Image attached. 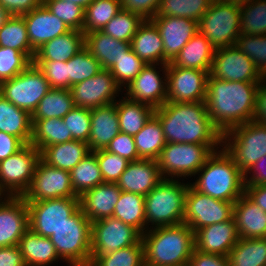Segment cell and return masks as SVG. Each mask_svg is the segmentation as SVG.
<instances>
[{"label": "cell", "mask_w": 266, "mask_h": 266, "mask_svg": "<svg viewBox=\"0 0 266 266\" xmlns=\"http://www.w3.org/2000/svg\"><path fill=\"white\" fill-rule=\"evenodd\" d=\"M240 3L213 0L198 29L214 49L234 46L240 35Z\"/></svg>", "instance_id": "obj_9"}, {"label": "cell", "mask_w": 266, "mask_h": 266, "mask_svg": "<svg viewBox=\"0 0 266 266\" xmlns=\"http://www.w3.org/2000/svg\"><path fill=\"white\" fill-rule=\"evenodd\" d=\"M259 83L225 81L208 76L207 112L222 134L253 119Z\"/></svg>", "instance_id": "obj_1"}, {"label": "cell", "mask_w": 266, "mask_h": 266, "mask_svg": "<svg viewBox=\"0 0 266 266\" xmlns=\"http://www.w3.org/2000/svg\"><path fill=\"white\" fill-rule=\"evenodd\" d=\"M245 186L266 185V155L244 173Z\"/></svg>", "instance_id": "obj_60"}, {"label": "cell", "mask_w": 266, "mask_h": 266, "mask_svg": "<svg viewBox=\"0 0 266 266\" xmlns=\"http://www.w3.org/2000/svg\"><path fill=\"white\" fill-rule=\"evenodd\" d=\"M222 147L245 173L266 155V125L251 120L222 134Z\"/></svg>", "instance_id": "obj_8"}, {"label": "cell", "mask_w": 266, "mask_h": 266, "mask_svg": "<svg viewBox=\"0 0 266 266\" xmlns=\"http://www.w3.org/2000/svg\"><path fill=\"white\" fill-rule=\"evenodd\" d=\"M140 159L157 160L166 145L159 119L153 114L142 130L134 136Z\"/></svg>", "instance_id": "obj_38"}, {"label": "cell", "mask_w": 266, "mask_h": 266, "mask_svg": "<svg viewBox=\"0 0 266 266\" xmlns=\"http://www.w3.org/2000/svg\"><path fill=\"white\" fill-rule=\"evenodd\" d=\"M167 65L147 64L123 90L126 91L124 96L131 101L148 104L154 109L163 106L167 101Z\"/></svg>", "instance_id": "obj_16"}, {"label": "cell", "mask_w": 266, "mask_h": 266, "mask_svg": "<svg viewBox=\"0 0 266 266\" xmlns=\"http://www.w3.org/2000/svg\"><path fill=\"white\" fill-rule=\"evenodd\" d=\"M73 191L77 197L104 183L97 162L96 154L92 151L83 158L70 172Z\"/></svg>", "instance_id": "obj_41"}, {"label": "cell", "mask_w": 266, "mask_h": 266, "mask_svg": "<svg viewBox=\"0 0 266 266\" xmlns=\"http://www.w3.org/2000/svg\"><path fill=\"white\" fill-rule=\"evenodd\" d=\"M65 1H70V2H73V3H76L80 6H82L83 8H86L94 0H65Z\"/></svg>", "instance_id": "obj_66"}, {"label": "cell", "mask_w": 266, "mask_h": 266, "mask_svg": "<svg viewBox=\"0 0 266 266\" xmlns=\"http://www.w3.org/2000/svg\"><path fill=\"white\" fill-rule=\"evenodd\" d=\"M239 239L233 216L230 220L208 225L195 231V250L228 256Z\"/></svg>", "instance_id": "obj_22"}, {"label": "cell", "mask_w": 266, "mask_h": 266, "mask_svg": "<svg viewBox=\"0 0 266 266\" xmlns=\"http://www.w3.org/2000/svg\"><path fill=\"white\" fill-rule=\"evenodd\" d=\"M75 107L70 89L51 88L40 100L31 119L63 118Z\"/></svg>", "instance_id": "obj_40"}, {"label": "cell", "mask_w": 266, "mask_h": 266, "mask_svg": "<svg viewBox=\"0 0 266 266\" xmlns=\"http://www.w3.org/2000/svg\"><path fill=\"white\" fill-rule=\"evenodd\" d=\"M0 131L18 137L24 144H30L32 137L31 115L0 94Z\"/></svg>", "instance_id": "obj_34"}, {"label": "cell", "mask_w": 266, "mask_h": 266, "mask_svg": "<svg viewBox=\"0 0 266 266\" xmlns=\"http://www.w3.org/2000/svg\"><path fill=\"white\" fill-rule=\"evenodd\" d=\"M234 203L215 199L197 191L190 183L185 195L183 223L195 232L200 228L230 220Z\"/></svg>", "instance_id": "obj_12"}, {"label": "cell", "mask_w": 266, "mask_h": 266, "mask_svg": "<svg viewBox=\"0 0 266 266\" xmlns=\"http://www.w3.org/2000/svg\"><path fill=\"white\" fill-rule=\"evenodd\" d=\"M32 61L22 52L0 46V83L23 72Z\"/></svg>", "instance_id": "obj_52"}, {"label": "cell", "mask_w": 266, "mask_h": 266, "mask_svg": "<svg viewBox=\"0 0 266 266\" xmlns=\"http://www.w3.org/2000/svg\"><path fill=\"white\" fill-rule=\"evenodd\" d=\"M141 233L133 226L111 216L91 222V259L135 245Z\"/></svg>", "instance_id": "obj_14"}, {"label": "cell", "mask_w": 266, "mask_h": 266, "mask_svg": "<svg viewBox=\"0 0 266 266\" xmlns=\"http://www.w3.org/2000/svg\"><path fill=\"white\" fill-rule=\"evenodd\" d=\"M227 258L230 266H266V238H240Z\"/></svg>", "instance_id": "obj_39"}, {"label": "cell", "mask_w": 266, "mask_h": 266, "mask_svg": "<svg viewBox=\"0 0 266 266\" xmlns=\"http://www.w3.org/2000/svg\"><path fill=\"white\" fill-rule=\"evenodd\" d=\"M122 10L120 0H94L85 8L82 32L101 31Z\"/></svg>", "instance_id": "obj_43"}, {"label": "cell", "mask_w": 266, "mask_h": 266, "mask_svg": "<svg viewBox=\"0 0 266 266\" xmlns=\"http://www.w3.org/2000/svg\"><path fill=\"white\" fill-rule=\"evenodd\" d=\"M0 46L24 53L32 62L36 51L31 47L22 16H12L0 29Z\"/></svg>", "instance_id": "obj_42"}, {"label": "cell", "mask_w": 266, "mask_h": 266, "mask_svg": "<svg viewBox=\"0 0 266 266\" xmlns=\"http://www.w3.org/2000/svg\"><path fill=\"white\" fill-rule=\"evenodd\" d=\"M70 92L75 107L88 109L111 104L118 100L120 94L123 95V90L107 69H103L95 76L74 84L70 87Z\"/></svg>", "instance_id": "obj_19"}, {"label": "cell", "mask_w": 266, "mask_h": 266, "mask_svg": "<svg viewBox=\"0 0 266 266\" xmlns=\"http://www.w3.org/2000/svg\"><path fill=\"white\" fill-rule=\"evenodd\" d=\"M221 147L222 145L166 143L156 161L163 179L188 180L195 177L207 158Z\"/></svg>", "instance_id": "obj_7"}, {"label": "cell", "mask_w": 266, "mask_h": 266, "mask_svg": "<svg viewBox=\"0 0 266 266\" xmlns=\"http://www.w3.org/2000/svg\"><path fill=\"white\" fill-rule=\"evenodd\" d=\"M154 115L167 143L222 145V133L208 116L205 102H166Z\"/></svg>", "instance_id": "obj_2"}, {"label": "cell", "mask_w": 266, "mask_h": 266, "mask_svg": "<svg viewBox=\"0 0 266 266\" xmlns=\"http://www.w3.org/2000/svg\"><path fill=\"white\" fill-rule=\"evenodd\" d=\"M215 49L199 31L170 62L174 67L210 71Z\"/></svg>", "instance_id": "obj_31"}, {"label": "cell", "mask_w": 266, "mask_h": 266, "mask_svg": "<svg viewBox=\"0 0 266 266\" xmlns=\"http://www.w3.org/2000/svg\"><path fill=\"white\" fill-rule=\"evenodd\" d=\"M220 1H228V2L242 3V2H245L246 0H220Z\"/></svg>", "instance_id": "obj_67"}, {"label": "cell", "mask_w": 266, "mask_h": 266, "mask_svg": "<svg viewBox=\"0 0 266 266\" xmlns=\"http://www.w3.org/2000/svg\"><path fill=\"white\" fill-rule=\"evenodd\" d=\"M213 0H161L155 16L189 18L199 22Z\"/></svg>", "instance_id": "obj_45"}, {"label": "cell", "mask_w": 266, "mask_h": 266, "mask_svg": "<svg viewBox=\"0 0 266 266\" xmlns=\"http://www.w3.org/2000/svg\"><path fill=\"white\" fill-rule=\"evenodd\" d=\"M32 137L30 144L40 152L47 146L74 140L61 118L31 119Z\"/></svg>", "instance_id": "obj_36"}, {"label": "cell", "mask_w": 266, "mask_h": 266, "mask_svg": "<svg viewBox=\"0 0 266 266\" xmlns=\"http://www.w3.org/2000/svg\"><path fill=\"white\" fill-rule=\"evenodd\" d=\"M209 76L235 82H261L265 78L236 45L215 49Z\"/></svg>", "instance_id": "obj_17"}, {"label": "cell", "mask_w": 266, "mask_h": 266, "mask_svg": "<svg viewBox=\"0 0 266 266\" xmlns=\"http://www.w3.org/2000/svg\"><path fill=\"white\" fill-rule=\"evenodd\" d=\"M113 217L133 226L143 234L146 231L145 196L121 191Z\"/></svg>", "instance_id": "obj_37"}, {"label": "cell", "mask_w": 266, "mask_h": 266, "mask_svg": "<svg viewBox=\"0 0 266 266\" xmlns=\"http://www.w3.org/2000/svg\"><path fill=\"white\" fill-rule=\"evenodd\" d=\"M188 266H230L227 256L194 250Z\"/></svg>", "instance_id": "obj_59"}, {"label": "cell", "mask_w": 266, "mask_h": 266, "mask_svg": "<svg viewBox=\"0 0 266 266\" xmlns=\"http://www.w3.org/2000/svg\"><path fill=\"white\" fill-rule=\"evenodd\" d=\"M190 181L163 179L145 196L146 231L183 223L185 195Z\"/></svg>", "instance_id": "obj_5"}, {"label": "cell", "mask_w": 266, "mask_h": 266, "mask_svg": "<svg viewBox=\"0 0 266 266\" xmlns=\"http://www.w3.org/2000/svg\"><path fill=\"white\" fill-rule=\"evenodd\" d=\"M233 216L240 238H266V212L245 194L234 203Z\"/></svg>", "instance_id": "obj_27"}, {"label": "cell", "mask_w": 266, "mask_h": 266, "mask_svg": "<svg viewBox=\"0 0 266 266\" xmlns=\"http://www.w3.org/2000/svg\"><path fill=\"white\" fill-rule=\"evenodd\" d=\"M240 34H266V0H246L240 3Z\"/></svg>", "instance_id": "obj_44"}, {"label": "cell", "mask_w": 266, "mask_h": 266, "mask_svg": "<svg viewBox=\"0 0 266 266\" xmlns=\"http://www.w3.org/2000/svg\"><path fill=\"white\" fill-rule=\"evenodd\" d=\"M12 17V15L0 5V29Z\"/></svg>", "instance_id": "obj_65"}, {"label": "cell", "mask_w": 266, "mask_h": 266, "mask_svg": "<svg viewBox=\"0 0 266 266\" xmlns=\"http://www.w3.org/2000/svg\"><path fill=\"white\" fill-rule=\"evenodd\" d=\"M18 246L26 266H54L58 265L59 260L63 261L50 238L38 235L30 229L21 237Z\"/></svg>", "instance_id": "obj_30"}, {"label": "cell", "mask_w": 266, "mask_h": 266, "mask_svg": "<svg viewBox=\"0 0 266 266\" xmlns=\"http://www.w3.org/2000/svg\"><path fill=\"white\" fill-rule=\"evenodd\" d=\"M194 179L190 184L197 191L215 199L235 203L245 192L244 173L223 147L207 158Z\"/></svg>", "instance_id": "obj_4"}, {"label": "cell", "mask_w": 266, "mask_h": 266, "mask_svg": "<svg viewBox=\"0 0 266 266\" xmlns=\"http://www.w3.org/2000/svg\"><path fill=\"white\" fill-rule=\"evenodd\" d=\"M120 97L116 101L119 130L122 133L135 136L154 114L155 109L148 104L131 101L125 96L121 95Z\"/></svg>", "instance_id": "obj_35"}, {"label": "cell", "mask_w": 266, "mask_h": 266, "mask_svg": "<svg viewBox=\"0 0 266 266\" xmlns=\"http://www.w3.org/2000/svg\"><path fill=\"white\" fill-rule=\"evenodd\" d=\"M62 120L74 140L88 143L91 130V109L74 107Z\"/></svg>", "instance_id": "obj_54"}, {"label": "cell", "mask_w": 266, "mask_h": 266, "mask_svg": "<svg viewBox=\"0 0 266 266\" xmlns=\"http://www.w3.org/2000/svg\"><path fill=\"white\" fill-rule=\"evenodd\" d=\"M162 180L156 160L140 159L128 164L117 184L121 191L146 196Z\"/></svg>", "instance_id": "obj_24"}, {"label": "cell", "mask_w": 266, "mask_h": 266, "mask_svg": "<svg viewBox=\"0 0 266 266\" xmlns=\"http://www.w3.org/2000/svg\"><path fill=\"white\" fill-rule=\"evenodd\" d=\"M252 120L266 125V78L259 83Z\"/></svg>", "instance_id": "obj_63"}, {"label": "cell", "mask_w": 266, "mask_h": 266, "mask_svg": "<svg viewBox=\"0 0 266 266\" xmlns=\"http://www.w3.org/2000/svg\"><path fill=\"white\" fill-rule=\"evenodd\" d=\"M28 229L26 201L22 196H6L0 202V247L18 245Z\"/></svg>", "instance_id": "obj_21"}, {"label": "cell", "mask_w": 266, "mask_h": 266, "mask_svg": "<svg viewBox=\"0 0 266 266\" xmlns=\"http://www.w3.org/2000/svg\"><path fill=\"white\" fill-rule=\"evenodd\" d=\"M59 257L68 266H89L91 221L79 208L49 237Z\"/></svg>", "instance_id": "obj_6"}, {"label": "cell", "mask_w": 266, "mask_h": 266, "mask_svg": "<svg viewBox=\"0 0 266 266\" xmlns=\"http://www.w3.org/2000/svg\"><path fill=\"white\" fill-rule=\"evenodd\" d=\"M151 21L160 32L164 47V64L171 62L199 31L198 22L189 18L154 16Z\"/></svg>", "instance_id": "obj_20"}, {"label": "cell", "mask_w": 266, "mask_h": 266, "mask_svg": "<svg viewBox=\"0 0 266 266\" xmlns=\"http://www.w3.org/2000/svg\"><path fill=\"white\" fill-rule=\"evenodd\" d=\"M105 150L122 156L130 162L140 160L135 145L134 136L122 132H120L110 141Z\"/></svg>", "instance_id": "obj_56"}, {"label": "cell", "mask_w": 266, "mask_h": 266, "mask_svg": "<svg viewBox=\"0 0 266 266\" xmlns=\"http://www.w3.org/2000/svg\"><path fill=\"white\" fill-rule=\"evenodd\" d=\"M85 46L84 33L70 30L66 34L45 42L36 50L33 61H60L71 59Z\"/></svg>", "instance_id": "obj_32"}, {"label": "cell", "mask_w": 266, "mask_h": 266, "mask_svg": "<svg viewBox=\"0 0 266 266\" xmlns=\"http://www.w3.org/2000/svg\"><path fill=\"white\" fill-rule=\"evenodd\" d=\"M161 0H120L122 9L151 20L157 13Z\"/></svg>", "instance_id": "obj_57"}, {"label": "cell", "mask_w": 266, "mask_h": 266, "mask_svg": "<svg viewBox=\"0 0 266 266\" xmlns=\"http://www.w3.org/2000/svg\"><path fill=\"white\" fill-rule=\"evenodd\" d=\"M84 42L88 51L107 70L131 50L130 42L114 39L102 31L84 34Z\"/></svg>", "instance_id": "obj_28"}, {"label": "cell", "mask_w": 266, "mask_h": 266, "mask_svg": "<svg viewBox=\"0 0 266 266\" xmlns=\"http://www.w3.org/2000/svg\"><path fill=\"white\" fill-rule=\"evenodd\" d=\"M141 240L145 266H188L195 250V232L185 223L148 229Z\"/></svg>", "instance_id": "obj_3"}, {"label": "cell", "mask_w": 266, "mask_h": 266, "mask_svg": "<svg viewBox=\"0 0 266 266\" xmlns=\"http://www.w3.org/2000/svg\"><path fill=\"white\" fill-rule=\"evenodd\" d=\"M116 102L91 109V130L88 145L91 151L106 149L120 133Z\"/></svg>", "instance_id": "obj_26"}, {"label": "cell", "mask_w": 266, "mask_h": 266, "mask_svg": "<svg viewBox=\"0 0 266 266\" xmlns=\"http://www.w3.org/2000/svg\"><path fill=\"white\" fill-rule=\"evenodd\" d=\"M244 194L266 212V185L245 186Z\"/></svg>", "instance_id": "obj_64"}, {"label": "cell", "mask_w": 266, "mask_h": 266, "mask_svg": "<svg viewBox=\"0 0 266 266\" xmlns=\"http://www.w3.org/2000/svg\"><path fill=\"white\" fill-rule=\"evenodd\" d=\"M91 152L87 142L71 140L47 146L40 153L41 159L48 165L70 172Z\"/></svg>", "instance_id": "obj_33"}, {"label": "cell", "mask_w": 266, "mask_h": 266, "mask_svg": "<svg viewBox=\"0 0 266 266\" xmlns=\"http://www.w3.org/2000/svg\"><path fill=\"white\" fill-rule=\"evenodd\" d=\"M143 22L140 15L122 9L101 31L114 39L130 42Z\"/></svg>", "instance_id": "obj_48"}, {"label": "cell", "mask_w": 266, "mask_h": 266, "mask_svg": "<svg viewBox=\"0 0 266 266\" xmlns=\"http://www.w3.org/2000/svg\"><path fill=\"white\" fill-rule=\"evenodd\" d=\"M89 266H145L142 240L140 239L135 245L99 255Z\"/></svg>", "instance_id": "obj_47"}, {"label": "cell", "mask_w": 266, "mask_h": 266, "mask_svg": "<svg viewBox=\"0 0 266 266\" xmlns=\"http://www.w3.org/2000/svg\"><path fill=\"white\" fill-rule=\"evenodd\" d=\"M48 10L61 19L71 30L82 31L85 8L65 0H43Z\"/></svg>", "instance_id": "obj_49"}, {"label": "cell", "mask_w": 266, "mask_h": 266, "mask_svg": "<svg viewBox=\"0 0 266 266\" xmlns=\"http://www.w3.org/2000/svg\"><path fill=\"white\" fill-rule=\"evenodd\" d=\"M121 190L117 183H102L85 192L80 199L83 214L91 221L113 216Z\"/></svg>", "instance_id": "obj_25"}, {"label": "cell", "mask_w": 266, "mask_h": 266, "mask_svg": "<svg viewBox=\"0 0 266 266\" xmlns=\"http://www.w3.org/2000/svg\"><path fill=\"white\" fill-rule=\"evenodd\" d=\"M40 159V151L32 144H25L15 154L0 161V190L6 196H23Z\"/></svg>", "instance_id": "obj_11"}, {"label": "cell", "mask_w": 266, "mask_h": 266, "mask_svg": "<svg viewBox=\"0 0 266 266\" xmlns=\"http://www.w3.org/2000/svg\"><path fill=\"white\" fill-rule=\"evenodd\" d=\"M43 72L51 88L68 89L67 61H33Z\"/></svg>", "instance_id": "obj_55"}, {"label": "cell", "mask_w": 266, "mask_h": 266, "mask_svg": "<svg viewBox=\"0 0 266 266\" xmlns=\"http://www.w3.org/2000/svg\"><path fill=\"white\" fill-rule=\"evenodd\" d=\"M26 203L29 229L48 238L80 208L79 198H55Z\"/></svg>", "instance_id": "obj_13"}, {"label": "cell", "mask_w": 266, "mask_h": 266, "mask_svg": "<svg viewBox=\"0 0 266 266\" xmlns=\"http://www.w3.org/2000/svg\"><path fill=\"white\" fill-rule=\"evenodd\" d=\"M6 197V195L0 190V202Z\"/></svg>", "instance_id": "obj_68"}, {"label": "cell", "mask_w": 266, "mask_h": 266, "mask_svg": "<svg viewBox=\"0 0 266 266\" xmlns=\"http://www.w3.org/2000/svg\"><path fill=\"white\" fill-rule=\"evenodd\" d=\"M42 4L43 0H0V5L12 16H23Z\"/></svg>", "instance_id": "obj_58"}, {"label": "cell", "mask_w": 266, "mask_h": 266, "mask_svg": "<svg viewBox=\"0 0 266 266\" xmlns=\"http://www.w3.org/2000/svg\"><path fill=\"white\" fill-rule=\"evenodd\" d=\"M26 202H38L55 198H79L75 195L70 173L38 161L28 190L22 196Z\"/></svg>", "instance_id": "obj_15"}, {"label": "cell", "mask_w": 266, "mask_h": 266, "mask_svg": "<svg viewBox=\"0 0 266 266\" xmlns=\"http://www.w3.org/2000/svg\"><path fill=\"white\" fill-rule=\"evenodd\" d=\"M24 145L18 137L0 131V161L15 154Z\"/></svg>", "instance_id": "obj_61"}, {"label": "cell", "mask_w": 266, "mask_h": 266, "mask_svg": "<svg viewBox=\"0 0 266 266\" xmlns=\"http://www.w3.org/2000/svg\"><path fill=\"white\" fill-rule=\"evenodd\" d=\"M210 71L167 65L166 102H205L207 78Z\"/></svg>", "instance_id": "obj_18"}, {"label": "cell", "mask_w": 266, "mask_h": 266, "mask_svg": "<svg viewBox=\"0 0 266 266\" xmlns=\"http://www.w3.org/2000/svg\"><path fill=\"white\" fill-rule=\"evenodd\" d=\"M68 89L76 83L91 78L103 70L99 61L84 46L71 59L67 60Z\"/></svg>", "instance_id": "obj_46"}, {"label": "cell", "mask_w": 266, "mask_h": 266, "mask_svg": "<svg viewBox=\"0 0 266 266\" xmlns=\"http://www.w3.org/2000/svg\"><path fill=\"white\" fill-rule=\"evenodd\" d=\"M235 45L255 63L266 78V34L257 36L240 34Z\"/></svg>", "instance_id": "obj_51"}, {"label": "cell", "mask_w": 266, "mask_h": 266, "mask_svg": "<svg viewBox=\"0 0 266 266\" xmlns=\"http://www.w3.org/2000/svg\"><path fill=\"white\" fill-rule=\"evenodd\" d=\"M50 89L43 72L33 62L20 74L0 83V94L30 115Z\"/></svg>", "instance_id": "obj_10"}, {"label": "cell", "mask_w": 266, "mask_h": 266, "mask_svg": "<svg viewBox=\"0 0 266 266\" xmlns=\"http://www.w3.org/2000/svg\"><path fill=\"white\" fill-rule=\"evenodd\" d=\"M103 177L104 183H117L130 161L105 149L93 151Z\"/></svg>", "instance_id": "obj_53"}, {"label": "cell", "mask_w": 266, "mask_h": 266, "mask_svg": "<svg viewBox=\"0 0 266 266\" xmlns=\"http://www.w3.org/2000/svg\"><path fill=\"white\" fill-rule=\"evenodd\" d=\"M131 50L146 64H164L162 37L151 20H144L130 41Z\"/></svg>", "instance_id": "obj_29"}, {"label": "cell", "mask_w": 266, "mask_h": 266, "mask_svg": "<svg viewBox=\"0 0 266 266\" xmlns=\"http://www.w3.org/2000/svg\"><path fill=\"white\" fill-rule=\"evenodd\" d=\"M0 266H26L18 245L0 247Z\"/></svg>", "instance_id": "obj_62"}, {"label": "cell", "mask_w": 266, "mask_h": 266, "mask_svg": "<svg viewBox=\"0 0 266 266\" xmlns=\"http://www.w3.org/2000/svg\"><path fill=\"white\" fill-rule=\"evenodd\" d=\"M147 64L132 50L122 56L117 63L109 69L117 84L124 90L140 73Z\"/></svg>", "instance_id": "obj_50"}, {"label": "cell", "mask_w": 266, "mask_h": 266, "mask_svg": "<svg viewBox=\"0 0 266 266\" xmlns=\"http://www.w3.org/2000/svg\"><path fill=\"white\" fill-rule=\"evenodd\" d=\"M22 17L25 21L30 45L35 51L45 42L71 30L61 19L53 15L44 4Z\"/></svg>", "instance_id": "obj_23"}]
</instances>
